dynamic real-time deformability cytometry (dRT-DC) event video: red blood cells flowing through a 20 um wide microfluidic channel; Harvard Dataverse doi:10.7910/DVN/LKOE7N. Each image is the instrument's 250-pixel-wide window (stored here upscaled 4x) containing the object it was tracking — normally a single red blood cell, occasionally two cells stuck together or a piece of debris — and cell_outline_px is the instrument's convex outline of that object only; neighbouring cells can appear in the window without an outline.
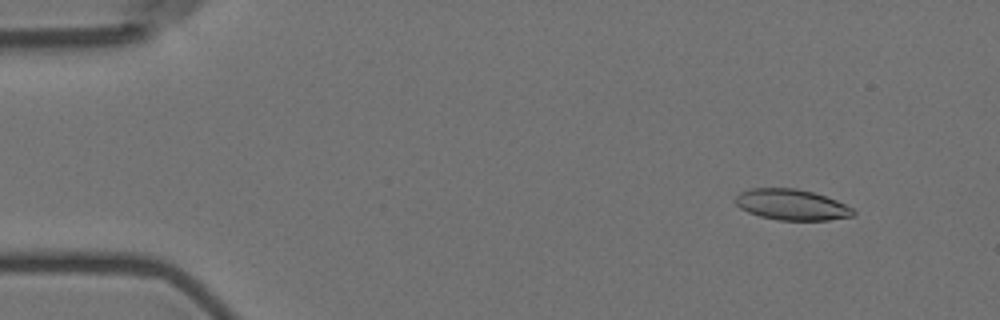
{"species": "Egyptian fruit bat (a non-hibernating species)", "species_latin": "Rousettus aegyptiacus", "temperature_condition": "room temperature", "stored_images_in_passage": 4, "camera_frame_rate_fps": 3000, "um_per_image_px": 0.085, "animal": {"sex": "female"}, "frame": {"image": 1, "passage_image": 1, "time_ms": 0.0, "image_size_px": [1000, 320], "cell_outline_px": [[856, 212], [852, 216], [828, 220], [776, 220], [760, 216], [748, 212], [740, 208], [732, 200], [740, 192], [748, 188], [796, 188], [812, 192], [836, 200], [852, 208]], "centroid_in_image_um": [67.24, 17.39], "position_along_channel_um": 17.8, "area_um2": 21.21}}
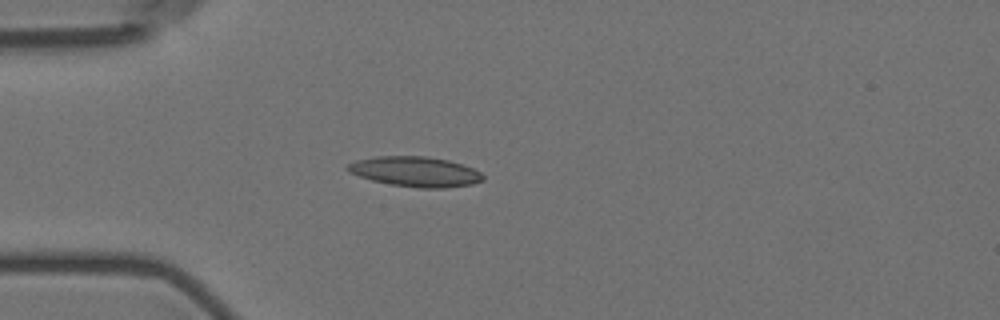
{"frame": {"image": 2, "passage_image": 4, "time_ms": 3.333, "image_size_px": [1000, 320], "cell_outline_px": [[484, 180], [472, 184], [444, 188], [416, 188], [392, 184], [372, 180], [348, 172], [344, 168], [348, 164], [356, 160], [376, 156], [424, 156], [448, 160], [472, 168], [480, 172], [484, 176]], "centroid_in_image_um": [35.28, 14.59], "position_along_channel_um": 49.7, "area_um2": 23.64}}